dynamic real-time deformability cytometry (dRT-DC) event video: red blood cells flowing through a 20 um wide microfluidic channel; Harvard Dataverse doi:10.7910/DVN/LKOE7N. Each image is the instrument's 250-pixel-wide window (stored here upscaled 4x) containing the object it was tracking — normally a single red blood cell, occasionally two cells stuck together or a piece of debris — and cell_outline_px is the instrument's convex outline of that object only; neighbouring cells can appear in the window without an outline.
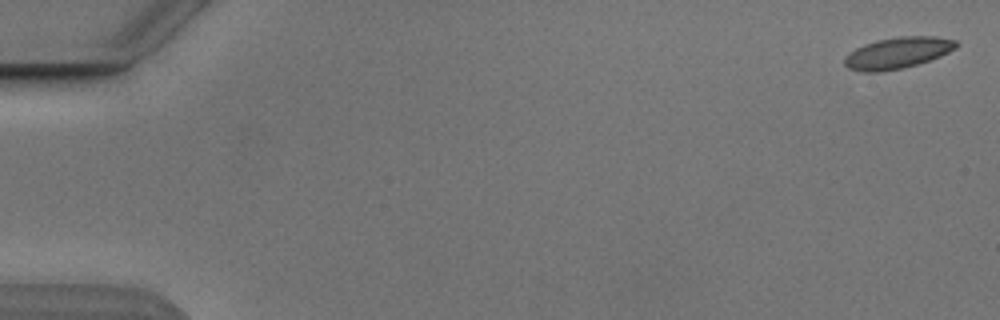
{"species": "Egyptian fruit bat (a non-hibernating species)", "species_latin": "Rousettus aegyptiacus", "temperature_condition": "cold", "stored_images_in_passage": 5, "camera_frame_rate_fps": 3000, "um_per_image_px": 0.085, "animal": {"sex": "male"}, "frame": {"image": 1, "passage_image": 1, "time_ms": 0.0, "image_size_px": [1000, 320], "cell_outline_px": [[960, 44], [956, 48], [940, 56], [916, 64], [900, 68], [876, 72], [864, 72], [848, 68], [844, 64], [844, 56], [856, 48], [864, 44], [876, 40], [900, 36], [936, 36], [956, 40]], "centroid_in_image_um": [76.29, 4.48], "position_along_channel_um": 8.7, "area_um2": 20.29}}
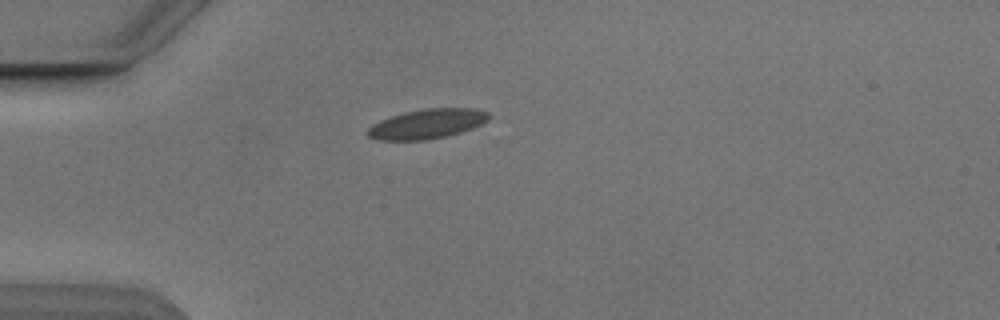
{"frame": {"image": 2, "passage_image": 5, "time_ms": 4.667, "image_size_px": [1000, 320], "cell_outline_px": [[488, 120], [472, 128], [460, 132], [444, 136], [424, 140], [380, 140], [368, 136], [368, 128], [372, 124], [380, 120], [404, 112], [424, 108], [476, 108], [488, 112]], "centroid_in_image_um": [36.3, 10.52], "position_along_channel_um": 48.7, "area_um2": 20.69}}